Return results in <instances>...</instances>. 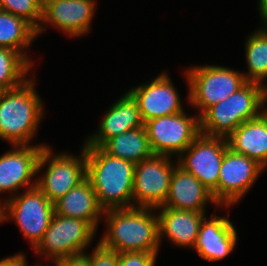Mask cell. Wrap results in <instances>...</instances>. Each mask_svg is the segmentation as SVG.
Returning a JSON list of instances; mask_svg holds the SVG:
<instances>
[{
  "instance_id": "1",
  "label": "cell",
  "mask_w": 267,
  "mask_h": 266,
  "mask_svg": "<svg viewBox=\"0 0 267 266\" xmlns=\"http://www.w3.org/2000/svg\"><path fill=\"white\" fill-rule=\"evenodd\" d=\"M155 208L108 209L103 216L107 230L99 243L106 249L123 252H159L158 216Z\"/></svg>"
},
{
  "instance_id": "2",
  "label": "cell",
  "mask_w": 267,
  "mask_h": 266,
  "mask_svg": "<svg viewBox=\"0 0 267 266\" xmlns=\"http://www.w3.org/2000/svg\"><path fill=\"white\" fill-rule=\"evenodd\" d=\"M86 178L103 210L132 208L135 163L107 154L101 147L83 146Z\"/></svg>"
},
{
  "instance_id": "3",
  "label": "cell",
  "mask_w": 267,
  "mask_h": 266,
  "mask_svg": "<svg viewBox=\"0 0 267 266\" xmlns=\"http://www.w3.org/2000/svg\"><path fill=\"white\" fill-rule=\"evenodd\" d=\"M30 77L20 86L0 92V139L11 145H31L44 115L43 101Z\"/></svg>"
},
{
  "instance_id": "4",
  "label": "cell",
  "mask_w": 267,
  "mask_h": 266,
  "mask_svg": "<svg viewBox=\"0 0 267 266\" xmlns=\"http://www.w3.org/2000/svg\"><path fill=\"white\" fill-rule=\"evenodd\" d=\"M266 102L267 88L256 82H247L230 97L211 106L200 117V133L228 138L243 122L254 119L265 111Z\"/></svg>"
},
{
  "instance_id": "5",
  "label": "cell",
  "mask_w": 267,
  "mask_h": 266,
  "mask_svg": "<svg viewBox=\"0 0 267 266\" xmlns=\"http://www.w3.org/2000/svg\"><path fill=\"white\" fill-rule=\"evenodd\" d=\"M189 104L202 116L211 106L230 97L247 81L243 72L219 65L193 66L185 71Z\"/></svg>"
},
{
  "instance_id": "6",
  "label": "cell",
  "mask_w": 267,
  "mask_h": 266,
  "mask_svg": "<svg viewBox=\"0 0 267 266\" xmlns=\"http://www.w3.org/2000/svg\"><path fill=\"white\" fill-rule=\"evenodd\" d=\"M2 204V222L14 220L34 249L55 214L54 204L37 186L20 195L13 194Z\"/></svg>"
},
{
  "instance_id": "7",
  "label": "cell",
  "mask_w": 267,
  "mask_h": 266,
  "mask_svg": "<svg viewBox=\"0 0 267 266\" xmlns=\"http://www.w3.org/2000/svg\"><path fill=\"white\" fill-rule=\"evenodd\" d=\"M96 231L82 219L54 214L34 252L52 261L85 253Z\"/></svg>"
},
{
  "instance_id": "8",
  "label": "cell",
  "mask_w": 267,
  "mask_h": 266,
  "mask_svg": "<svg viewBox=\"0 0 267 266\" xmlns=\"http://www.w3.org/2000/svg\"><path fill=\"white\" fill-rule=\"evenodd\" d=\"M48 164L46 173L38 180L36 186L54 204L67 192L86 179L85 148L79 157L70 153L52 154L49 146H45L40 154L37 172Z\"/></svg>"
},
{
  "instance_id": "9",
  "label": "cell",
  "mask_w": 267,
  "mask_h": 266,
  "mask_svg": "<svg viewBox=\"0 0 267 266\" xmlns=\"http://www.w3.org/2000/svg\"><path fill=\"white\" fill-rule=\"evenodd\" d=\"M154 155L180 156L200 134V116L180 112L144 123Z\"/></svg>"
},
{
  "instance_id": "10",
  "label": "cell",
  "mask_w": 267,
  "mask_h": 266,
  "mask_svg": "<svg viewBox=\"0 0 267 266\" xmlns=\"http://www.w3.org/2000/svg\"><path fill=\"white\" fill-rule=\"evenodd\" d=\"M228 147L227 138L200 133L176 161L212 192L217 204L219 170Z\"/></svg>"
},
{
  "instance_id": "11",
  "label": "cell",
  "mask_w": 267,
  "mask_h": 266,
  "mask_svg": "<svg viewBox=\"0 0 267 266\" xmlns=\"http://www.w3.org/2000/svg\"><path fill=\"white\" fill-rule=\"evenodd\" d=\"M172 164L170 156L153 155L135 165L132 207L156 209L164 205L176 167Z\"/></svg>"
},
{
  "instance_id": "12",
  "label": "cell",
  "mask_w": 267,
  "mask_h": 266,
  "mask_svg": "<svg viewBox=\"0 0 267 266\" xmlns=\"http://www.w3.org/2000/svg\"><path fill=\"white\" fill-rule=\"evenodd\" d=\"M264 167L256 160L227 148L218 179V205L233 206L252 188Z\"/></svg>"
},
{
  "instance_id": "13",
  "label": "cell",
  "mask_w": 267,
  "mask_h": 266,
  "mask_svg": "<svg viewBox=\"0 0 267 266\" xmlns=\"http://www.w3.org/2000/svg\"><path fill=\"white\" fill-rule=\"evenodd\" d=\"M96 5L94 0H43V18L37 36L46 29L44 24H52L72 37L87 34Z\"/></svg>"
},
{
  "instance_id": "14",
  "label": "cell",
  "mask_w": 267,
  "mask_h": 266,
  "mask_svg": "<svg viewBox=\"0 0 267 266\" xmlns=\"http://www.w3.org/2000/svg\"><path fill=\"white\" fill-rule=\"evenodd\" d=\"M128 93L137 102L142 121L183 112L181 98L166 73L146 84L133 87Z\"/></svg>"
},
{
  "instance_id": "15",
  "label": "cell",
  "mask_w": 267,
  "mask_h": 266,
  "mask_svg": "<svg viewBox=\"0 0 267 266\" xmlns=\"http://www.w3.org/2000/svg\"><path fill=\"white\" fill-rule=\"evenodd\" d=\"M45 146L15 145L14 150L0 156V193H14L22 187L27 190L36 187L37 180L31 181L38 174V160Z\"/></svg>"
},
{
  "instance_id": "16",
  "label": "cell",
  "mask_w": 267,
  "mask_h": 266,
  "mask_svg": "<svg viewBox=\"0 0 267 266\" xmlns=\"http://www.w3.org/2000/svg\"><path fill=\"white\" fill-rule=\"evenodd\" d=\"M236 243V229L229 218L214 214L209 220L204 217L201 221L193 249L202 259L213 262L227 257Z\"/></svg>"
},
{
  "instance_id": "17",
  "label": "cell",
  "mask_w": 267,
  "mask_h": 266,
  "mask_svg": "<svg viewBox=\"0 0 267 266\" xmlns=\"http://www.w3.org/2000/svg\"><path fill=\"white\" fill-rule=\"evenodd\" d=\"M98 132L89 136L83 146L101 147L108 139L144 126L137 102L126 92L100 121Z\"/></svg>"
},
{
  "instance_id": "18",
  "label": "cell",
  "mask_w": 267,
  "mask_h": 266,
  "mask_svg": "<svg viewBox=\"0 0 267 266\" xmlns=\"http://www.w3.org/2000/svg\"><path fill=\"white\" fill-rule=\"evenodd\" d=\"M212 203L219 206L213 194L195 176L186 172L177 165L170 180V191L168 197L161 207L177 210H189L206 212V205Z\"/></svg>"
},
{
  "instance_id": "19",
  "label": "cell",
  "mask_w": 267,
  "mask_h": 266,
  "mask_svg": "<svg viewBox=\"0 0 267 266\" xmlns=\"http://www.w3.org/2000/svg\"><path fill=\"white\" fill-rule=\"evenodd\" d=\"M155 210H159L157 213L159 243L165 235L174 245L194 248L205 212L177 210L168 207H158Z\"/></svg>"
},
{
  "instance_id": "20",
  "label": "cell",
  "mask_w": 267,
  "mask_h": 266,
  "mask_svg": "<svg viewBox=\"0 0 267 266\" xmlns=\"http://www.w3.org/2000/svg\"><path fill=\"white\" fill-rule=\"evenodd\" d=\"M228 146L237 153L267 167V109L258 117L243 122L227 138Z\"/></svg>"
},
{
  "instance_id": "21",
  "label": "cell",
  "mask_w": 267,
  "mask_h": 266,
  "mask_svg": "<svg viewBox=\"0 0 267 266\" xmlns=\"http://www.w3.org/2000/svg\"><path fill=\"white\" fill-rule=\"evenodd\" d=\"M54 211L60 216L82 219L95 230L98 228L99 218L104 214L87 178L57 200L54 203Z\"/></svg>"
},
{
  "instance_id": "22",
  "label": "cell",
  "mask_w": 267,
  "mask_h": 266,
  "mask_svg": "<svg viewBox=\"0 0 267 266\" xmlns=\"http://www.w3.org/2000/svg\"><path fill=\"white\" fill-rule=\"evenodd\" d=\"M101 148L111 156L135 164L154 155L144 126L128 130L108 139Z\"/></svg>"
},
{
  "instance_id": "23",
  "label": "cell",
  "mask_w": 267,
  "mask_h": 266,
  "mask_svg": "<svg viewBox=\"0 0 267 266\" xmlns=\"http://www.w3.org/2000/svg\"><path fill=\"white\" fill-rule=\"evenodd\" d=\"M37 30L26 20L7 11L0 10V47L17 51L31 66L26 49L32 46ZM25 51H24V50Z\"/></svg>"
},
{
  "instance_id": "24",
  "label": "cell",
  "mask_w": 267,
  "mask_h": 266,
  "mask_svg": "<svg viewBox=\"0 0 267 266\" xmlns=\"http://www.w3.org/2000/svg\"><path fill=\"white\" fill-rule=\"evenodd\" d=\"M247 82H256L267 88V24L253 32L245 42Z\"/></svg>"
},
{
  "instance_id": "25",
  "label": "cell",
  "mask_w": 267,
  "mask_h": 266,
  "mask_svg": "<svg viewBox=\"0 0 267 266\" xmlns=\"http://www.w3.org/2000/svg\"><path fill=\"white\" fill-rule=\"evenodd\" d=\"M31 67L17 51L0 47V92L20 86Z\"/></svg>"
},
{
  "instance_id": "26",
  "label": "cell",
  "mask_w": 267,
  "mask_h": 266,
  "mask_svg": "<svg viewBox=\"0 0 267 266\" xmlns=\"http://www.w3.org/2000/svg\"><path fill=\"white\" fill-rule=\"evenodd\" d=\"M0 10L23 18L38 30L43 18V0H0Z\"/></svg>"
},
{
  "instance_id": "27",
  "label": "cell",
  "mask_w": 267,
  "mask_h": 266,
  "mask_svg": "<svg viewBox=\"0 0 267 266\" xmlns=\"http://www.w3.org/2000/svg\"><path fill=\"white\" fill-rule=\"evenodd\" d=\"M158 254L148 252L119 253L118 266H155Z\"/></svg>"
},
{
  "instance_id": "28",
  "label": "cell",
  "mask_w": 267,
  "mask_h": 266,
  "mask_svg": "<svg viewBox=\"0 0 267 266\" xmlns=\"http://www.w3.org/2000/svg\"><path fill=\"white\" fill-rule=\"evenodd\" d=\"M119 254L116 251L106 249L99 242L89 254L90 266H118Z\"/></svg>"
},
{
  "instance_id": "29",
  "label": "cell",
  "mask_w": 267,
  "mask_h": 266,
  "mask_svg": "<svg viewBox=\"0 0 267 266\" xmlns=\"http://www.w3.org/2000/svg\"><path fill=\"white\" fill-rule=\"evenodd\" d=\"M82 253L72 256H67L55 260L59 266H90L89 264V254Z\"/></svg>"
},
{
  "instance_id": "30",
  "label": "cell",
  "mask_w": 267,
  "mask_h": 266,
  "mask_svg": "<svg viewBox=\"0 0 267 266\" xmlns=\"http://www.w3.org/2000/svg\"><path fill=\"white\" fill-rule=\"evenodd\" d=\"M0 266H27L26 256L22 252L3 258Z\"/></svg>"
},
{
  "instance_id": "31",
  "label": "cell",
  "mask_w": 267,
  "mask_h": 266,
  "mask_svg": "<svg viewBox=\"0 0 267 266\" xmlns=\"http://www.w3.org/2000/svg\"><path fill=\"white\" fill-rule=\"evenodd\" d=\"M258 2V10L260 12L259 14L262 19V23L267 24V0H259Z\"/></svg>"
},
{
  "instance_id": "32",
  "label": "cell",
  "mask_w": 267,
  "mask_h": 266,
  "mask_svg": "<svg viewBox=\"0 0 267 266\" xmlns=\"http://www.w3.org/2000/svg\"><path fill=\"white\" fill-rule=\"evenodd\" d=\"M2 203L0 202V223H2Z\"/></svg>"
},
{
  "instance_id": "33",
  "label": "cell",
  "mask_w": 267,
  "mask_h": 266,
  "mask_svg": "<svg viewBox=\"0 0 267 266\" xmlns=\"http://www.w3.org/2000/svg\"><path fill=\"white\" fill-rule=\"evenodd\" d=\"M53 264H54V266H59V264L56 262V261H53ZM35 266H44V265H38V264H36ZM47 266V265H46Z\"/></svg>"
}]
</instances>
